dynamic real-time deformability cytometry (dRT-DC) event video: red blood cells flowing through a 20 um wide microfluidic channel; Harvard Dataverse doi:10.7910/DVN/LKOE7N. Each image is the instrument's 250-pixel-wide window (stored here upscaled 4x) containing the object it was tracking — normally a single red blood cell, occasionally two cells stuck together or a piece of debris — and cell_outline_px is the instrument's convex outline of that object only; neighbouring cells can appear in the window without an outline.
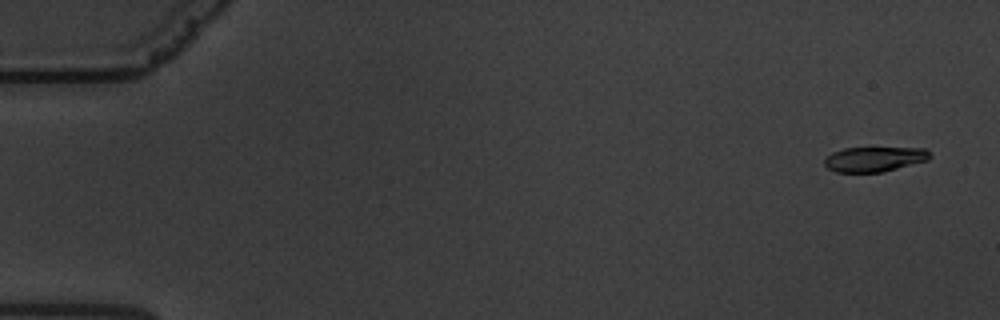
{"species": "common noctule bat (a hibernating species)", "species_latin": "Nyctalus noctula", "temperature_condition": "warm", "stored_images_in_passage": 62, "camera_frame_rate_fps": 3000, "um_per_image_px": 0.085, "animal": {"sex": "male", "body_mass_g": 19.5, "forearm_length_mm": 54.6}, "frame": {"image": 1, "passage_image": 3, "time_ms": 0.667, "image_size_px": [1000, 320], "cell_outline_px": [[932, 156], [928, 160], [880, 172], [836, 172], [828, 168], [824, 164], [824, 160], [832, 152], [844, 148], [924, 148]], "centroid_in_image_um": [74.3, 13.52], "position_along_channel_um": 10.7, "area_um2": 15.09}}
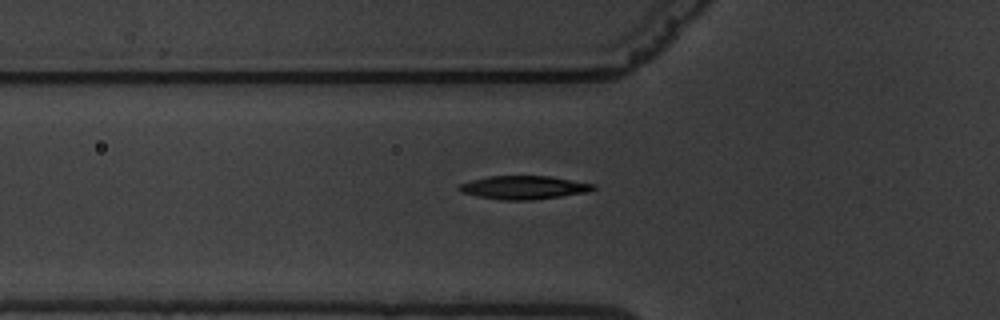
{"frame": {"image": 2, "passage_image": 22, "time_ms": 7.0, "image_size_px": [1000, 320], "cell_outline_px": [[596, 188], [588, 192], [532, 200], [504, 200], [480, 196], [460, 192], [456, 188], [460, 184], [472, 180], [488, 176], [552, 176], [596, 184]], "centroid_in_image_um": [44.55, 15.93], "position_along_channel_um": 81.2, "area_um2": 18.26}}
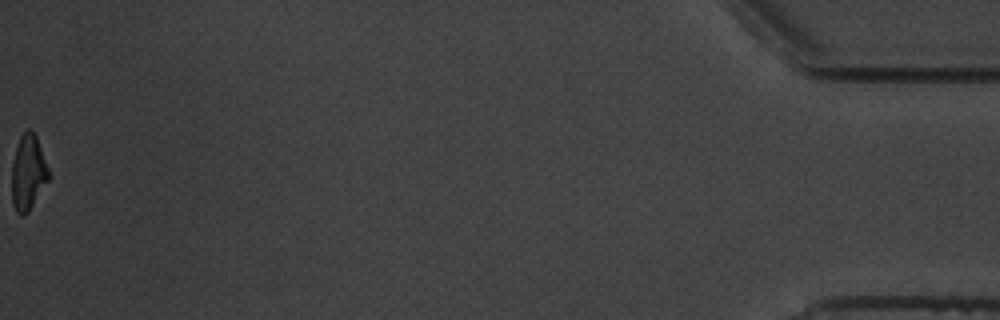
{"frame": {"image": 3, "passage_image": 62, "time_ms": 20.333, "image_size_px": [1000, 320], "cell_outline_px": [[48, 180], [28, 212], [24, 216], [20, 216], [16, 212], [12, 204], [12, 160], [20, 136], [28, 128], [36, 136], [48, 168]], "centroid_in_image_um": [2.36, 14.69], "position_along_channel_um": 432.8, "area_um2": 15.95}, "authors_computed_cell_mechanics": {"area_um2": 17.6001, "velocity_mm_per_s": 3.3528, "shape_relaxation_time_tau1_ms": 3.3384, "shape_relaxation_time_tau2_ms": 3.924, "deformation_change_tau1": 0.1613, "deformation_change_tau2": 0.0986}}